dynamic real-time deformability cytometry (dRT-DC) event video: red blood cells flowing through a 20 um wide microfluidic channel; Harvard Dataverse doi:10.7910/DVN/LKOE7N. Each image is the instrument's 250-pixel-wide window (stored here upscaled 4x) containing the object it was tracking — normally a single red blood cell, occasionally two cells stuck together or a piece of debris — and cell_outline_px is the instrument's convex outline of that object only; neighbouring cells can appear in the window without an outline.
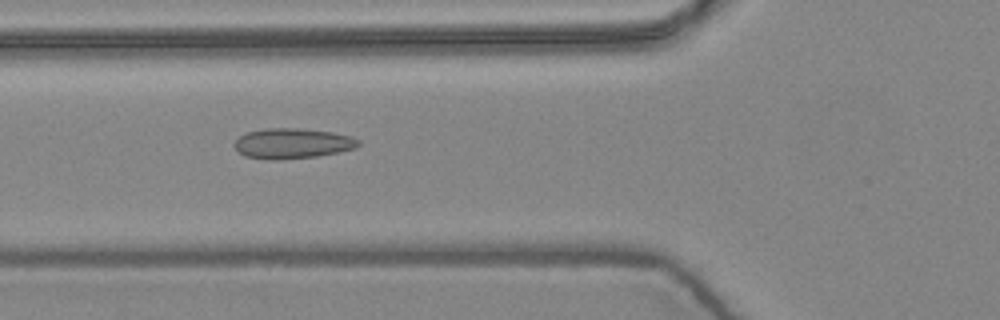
{"species": "common noctule bat (a hibernating species)", "species_latin": "Nyctalus noctula", "temperature_condition": "warm", "stored_images_in_passage": 10, "camera_frame_rate_fps": 3000, "um_per_image_px": 0.085, "animal": {"sex": "female", "body_mass_g": 24.6, "forearm_length_mm": 56.2}, "frame": {"image": 1, "passage_image": 6, "time_ms": 1.667, "image_size_px": [1000, 320], "cell_outline_px": [[360, 144], [356, 148], [316, 156], [280, 160], [268, 160], [244, 156], [232, 144], [240, 136], [248, 132], [268, 128], [296, 128], [332, 132], [352, 136], [360, 140]], "centroid_in_image_um": [24.85, 12.19], "position_along_channel_um": 100.9, "area_um2": 21.85}}
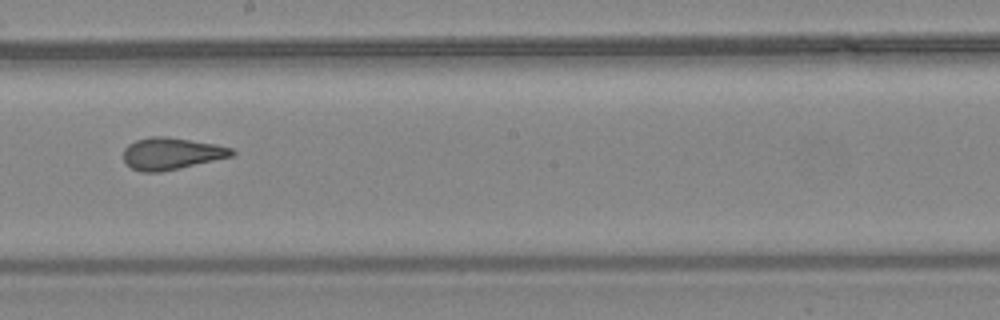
{"frame": {"image": 2, "passage_image": 9, "time_ms": 2.667, "image_size_px": [1000, 320], "cell_outline_px": [[236, 152], [232, 156], [180, 168], [160, 172], [140, 172], [132, 168], [124, 160], [124, 148], [128, 144], [136, 140], [152, 136], [164, 136], [216, 144], [232, 148]], "centroid_in_image_um": [14.56, 13.05], "position_along_channel_um": 233.6, "area_um2": 20.06}}
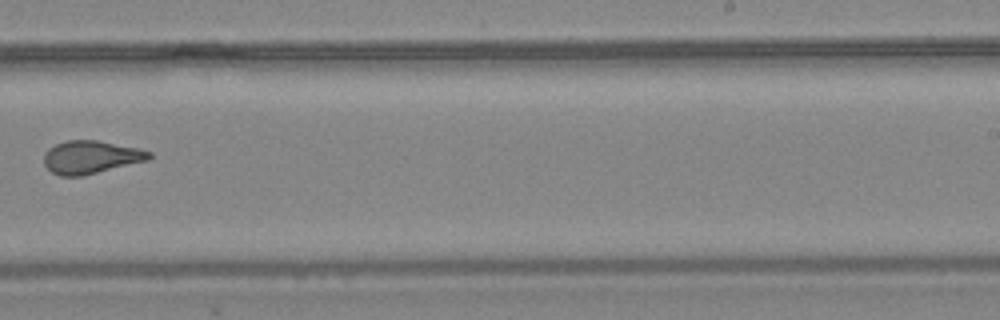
{"frame": {"image": 3, "passage_image": 10, "time_ms": 3.0, "image_size_px": [1000, 320], "cell_outline_px": [[152, 156], [148, 160], [80, 176], [60, 176], [52, 172], [44, 164], [44, 152], [48, 148], [56, 144], [68, 140], [96, 140], [140, 148], [152, 152]], "centroid_in_image_um": [7.72, 13.34], "position_along_channel_um": 281.3, "area_um2": 20.11}}